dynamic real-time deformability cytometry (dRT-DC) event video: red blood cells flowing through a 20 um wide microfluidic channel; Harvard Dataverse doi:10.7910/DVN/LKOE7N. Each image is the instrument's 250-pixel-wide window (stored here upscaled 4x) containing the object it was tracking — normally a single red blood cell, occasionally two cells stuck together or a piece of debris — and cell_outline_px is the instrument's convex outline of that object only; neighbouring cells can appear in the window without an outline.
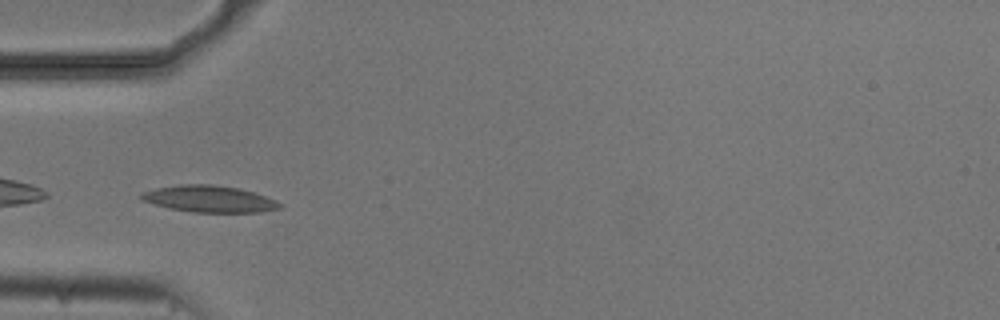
{"species": "common noctule bat (a hibernating species)", "species_latin": "Nyctalus noctula", "temperature_condition": "cold", "stored_images_in_passage": 38, "camera_frame_rate_fps": 3000, "um_per_image_px": 0.085, "animal": {"sex": "male", "body_mass_g": 20.5, "forearm_length_mm": 52.5}, "frame": {"image": 1, "passage_image": 1, "time_ms": 0.0, "image_size_px": [1000, 320], "cell_outline_px": [[284, 204], [280, 208], [260, 212], [192, 212], [168, 208], [140, 200], [140, 192], [156, 188], [180, 184], [212, 184], [236, 188], [252, 192], [276, 200]], "centroid_in_image_um": [17.75, 16.91], "position_along_channel_um": 67.3, "area_um2": 21.5}}
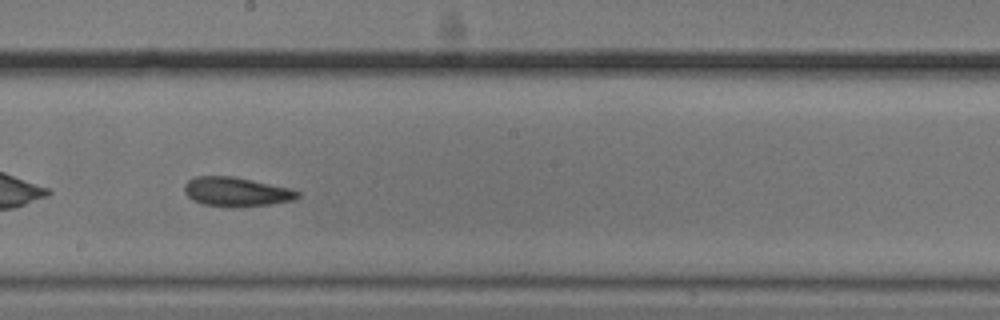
{"frame": {"image": 2, "passage_image": 14, "time_ms": 4.333, "image_size_px": [1000, 320], "cell_outline_px": [[300, 196], [292, 200], [272, 204], [204, 204], [192, 200], [184, 192], [184, 184], [188, 180], [196, 176], [232, 176], [292, 188], [300, 192]], "centroid_in_image_um": [20.09, 16.25], "position_along_channel_um": 228.1, "area_um2": 18.5}}
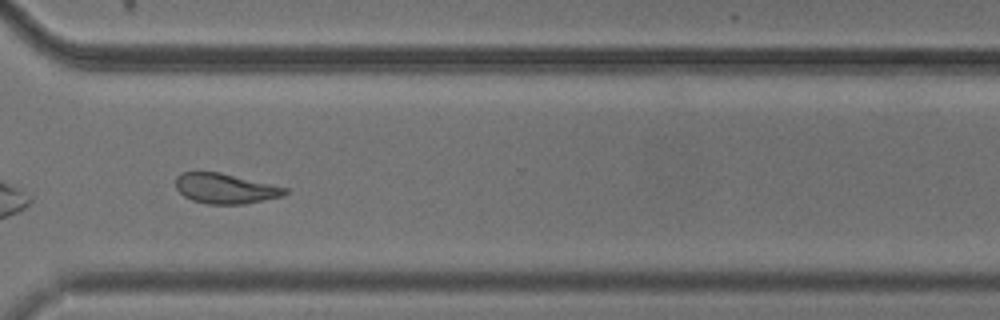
{"frame": {"image": 3, "passage_image": 24, "time_ms": 7.667, "image_size_px": [1000, 320], "cell_outline_px": [[288, 192], [284, 196], [244, 204], [208, 204], [192, 200], [184, 196], [176, 188], [176, 176], [180, 172], [220, 172], [288, 188]], "centroid_in_image_um": [19.15, 16.02], "position_along_channel_um": 351.4, "area_um2": 19.19}, "authors_computed_cell_mechanics": {"area_um2": 19.4497, "velocity_mm_per_s": 3.7149, "shape_relaxation_time_tau1_ms": null, "shape_relaxation_time_tau2_ms": 3.1559, "deformation_change_tau1": null, "deformation_change_tau2": 0.1063}}